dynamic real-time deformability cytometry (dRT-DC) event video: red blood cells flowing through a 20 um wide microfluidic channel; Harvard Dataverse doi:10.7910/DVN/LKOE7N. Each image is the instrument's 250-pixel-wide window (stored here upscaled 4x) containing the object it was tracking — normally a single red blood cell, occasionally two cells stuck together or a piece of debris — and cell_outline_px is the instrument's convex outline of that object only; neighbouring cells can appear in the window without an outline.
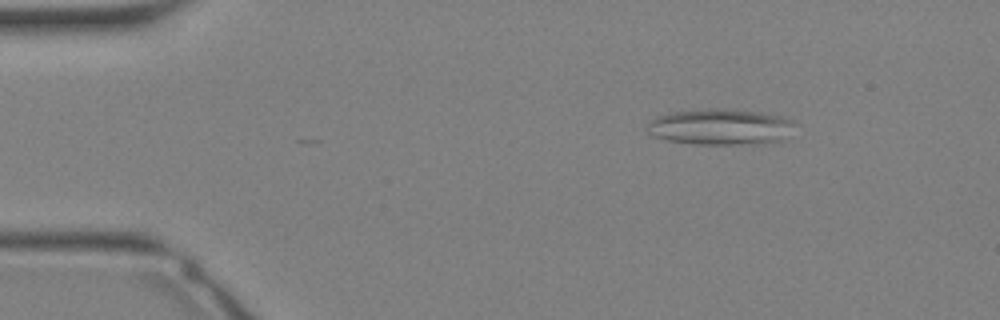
{"species": "Egyptian fruit bat (a non-hibernating species)", "species_latin": "Rousettus aegyptiacus", "temperature_condition": "warm", "stored_images_in_passage": 31, "camera_frame_rate_fps": 3000, "um_per_image_px": 0.085, "animal": {"sex": "female"}, "frame": {"image": 1, "passage_image": 3, "time_ms": 0.667, "image_size_px": [1000, 320], "cell_outline_px": [[792, 124], [776, 140], [732, 144], [696, 144], [668, 140], [652, 136], [644, 128], [656, 116], [668, 112], [708, 108], [720, 108], [760, 112], [784, 116], [792, 120]], "centroid_in_image_um": [61.04, 10.74], "position_along_channel_um": 24.0, "area_um2": 30.17}}
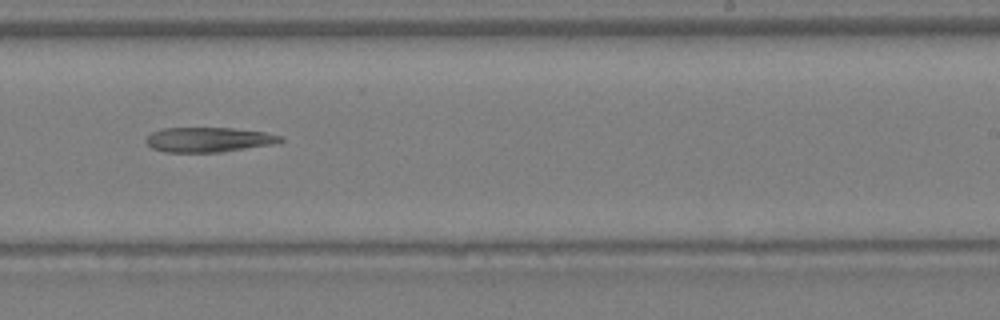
{"frame": {"image": 2, "passage_image": 19, "time_ms": 6.0, "image_size_px": [1000, 320], "cell_outline_px": [[284, 140], [276, 144], [220, 152], [164, 152], [152, 148], [144, 140], [152, 132], [164, 128], [236, 128], [264, 132], [284, 136]], "centroid_in_image_um": [17.77, 11.87], "position_along_channel_um": 271.2, "area_um2": 19.54}}
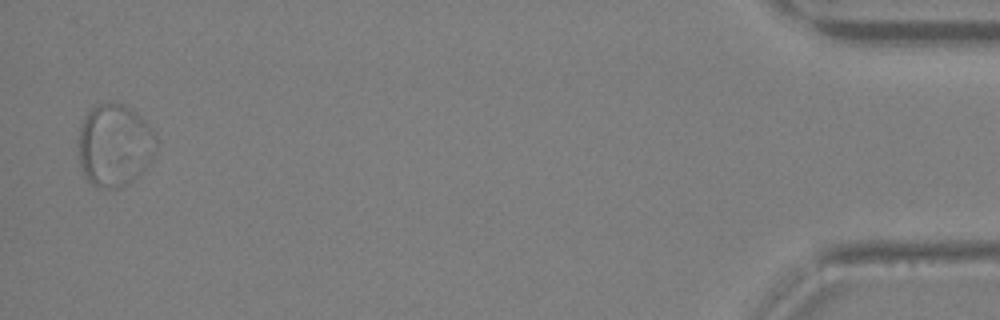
{"frame": {"image": 3, "passage_image": 31, "time_ms": 10.0, "image_size_px": [1000, 320], "cell_outline_px": [[156, 148], [144, 168], [132, 180], [116, 188], [108, 188], [92, 184], [84, 176], [80, 164], [80, 128], [88, 112], [92, 108], [100, 104], [120, 104], [136, 112], [140, 116], [156, 136]], "centroid_in_image_um": [9.73, 12.35], "position_along_channel_um": 425.5, "area_um2": 36.13}}